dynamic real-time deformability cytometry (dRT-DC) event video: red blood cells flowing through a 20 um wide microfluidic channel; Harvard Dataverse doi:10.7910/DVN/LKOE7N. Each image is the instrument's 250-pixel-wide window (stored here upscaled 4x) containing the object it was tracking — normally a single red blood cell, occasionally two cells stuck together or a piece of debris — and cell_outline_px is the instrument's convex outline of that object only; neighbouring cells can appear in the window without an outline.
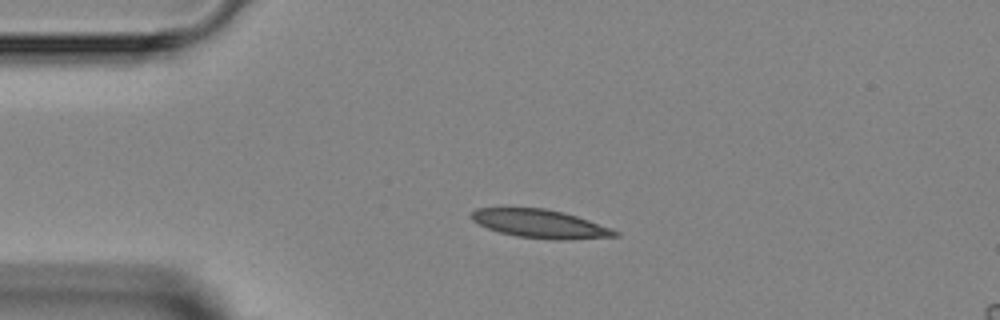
{"species": "Egyptian fruit bat (a non-hibernating species)", "species_latin": "Rousettus aegyptiacus", "temperature_condition": "room temperature", "stored_images_in_passage": 3, "camera_frame_rate_fps": 3000, "um_per_image_px": 0.085, "animal": {"sex": "female"}, "frame": {"image": 1, "passage_image": 3, "time_ms": 2.333, "image_size_px": [1000, 320], "cell_outline_px": [[620, 236], [560, 240], [556, 240], [516, 236], [500, 232], [488, 228], [472, 220], [468, 216], [476, 208], [544, 208], [564, 212], [612, 228], [620, 232]], "centroid_in_image_um": [45.92, 19.02], "position_along_channel_um": 39.1, "area_um2": 23.7}}